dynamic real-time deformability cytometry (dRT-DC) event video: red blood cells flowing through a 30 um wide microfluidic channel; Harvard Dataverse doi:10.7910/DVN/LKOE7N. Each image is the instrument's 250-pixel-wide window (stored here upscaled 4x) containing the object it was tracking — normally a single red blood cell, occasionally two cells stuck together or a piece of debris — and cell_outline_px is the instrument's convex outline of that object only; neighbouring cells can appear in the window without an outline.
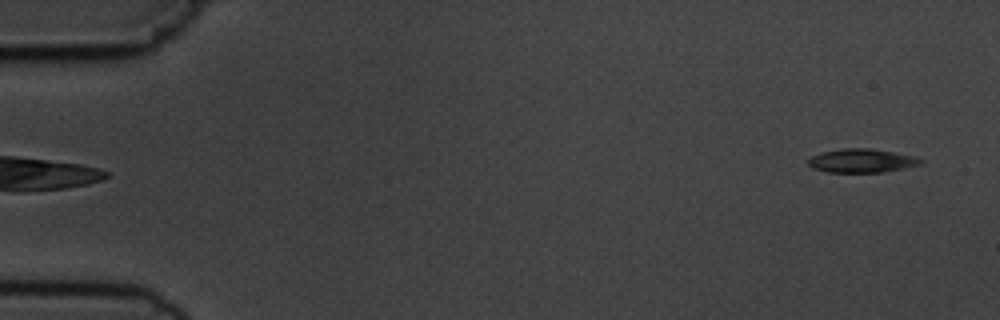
{"species": "common noctule bat (a hibernating species)", "species_latin": "Nyctalus noctula", "temperature_condition": "cold", "stored_images_in_passage": 5, "segment_of_instrument_passage": [2, 2], "camera_frame_rate_fps": 3000, "um_per_image_px": 0.085, "animal": {"sex": "male", "body_mass_g": 19.5, "forearm_length_mm": 54.6}, "frame": {"image": 1, "passage_image": 5, "time_ms": 5.667, "image_size_px": [1000, 320], "cell_outline_px": [[924, 160], [920, 164], [904, 168], [884, 172], [828, 172], [812, 168], [808, 164], [808, 160], [812, 156], [820, 152], [840, 148], [872, 148], [916, 156]], "centroid_in_image_um": [73.24, 13.65], "position_along_channel_um": 11.8, "area_um2": 15.66}}